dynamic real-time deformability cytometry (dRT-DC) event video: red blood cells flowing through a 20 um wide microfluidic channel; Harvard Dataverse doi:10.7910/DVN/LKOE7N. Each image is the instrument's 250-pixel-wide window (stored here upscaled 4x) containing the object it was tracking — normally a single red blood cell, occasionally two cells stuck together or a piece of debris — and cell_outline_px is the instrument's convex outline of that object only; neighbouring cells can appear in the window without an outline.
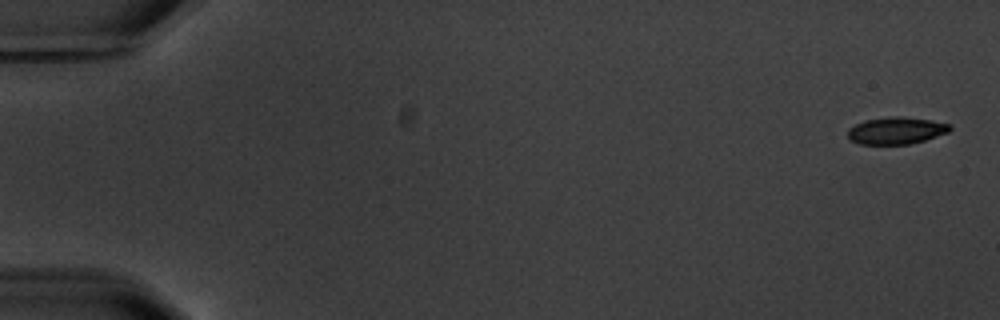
{"species": "common noctule bat (a hibernating species)", "species_latin": "Nyctalus noctula", "temperature_condition": "warm", "stored_images_in_passage": 6, "camera_frame_rate_fps": 3000, "um_per_image_px": 0.085, "animal": {"sex": "male", "body_mass_g": 20.1, "forearm_length_mm": 53.5}, "frame": {"image": 1, "passage_image": 1, "time_ms": 0.0, "image_size_px": [1000, 320], "cell_outline_px": [[952, 128], [948, 132], [912, 144], [860, 144], [848, 140], [848, 128], [864, 120], [892, 116], [900, 116], [932, 120], [952, 124]], "centroid_in_image_um": [76.17, 11.1], "position_along_channel_um": 8.8, "area_um2": 16.24}}
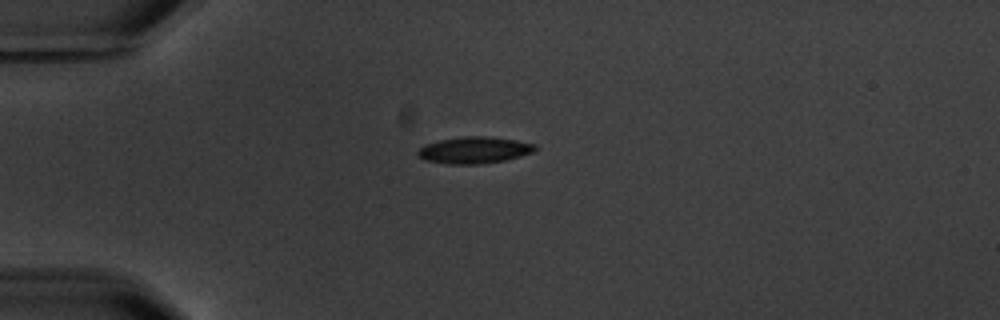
{"frame": {"image": 2, "passage_image": 5, "time_ms": 4.667, "image_size_px": [1000, 320], "cell_outline_px": [[540, 148], [532, 152], [520, 156], [504, 160], [480, 164], [448, 164], [424, 160], [416, 152], [424, 144], [440, 140], [464, 136], [484, 136], [516, 140], [536, 144]], "centroid_in_image_um": [40.32, 12.75], "position_along_channel_um": 44.7, "area_um2": 18.21}}